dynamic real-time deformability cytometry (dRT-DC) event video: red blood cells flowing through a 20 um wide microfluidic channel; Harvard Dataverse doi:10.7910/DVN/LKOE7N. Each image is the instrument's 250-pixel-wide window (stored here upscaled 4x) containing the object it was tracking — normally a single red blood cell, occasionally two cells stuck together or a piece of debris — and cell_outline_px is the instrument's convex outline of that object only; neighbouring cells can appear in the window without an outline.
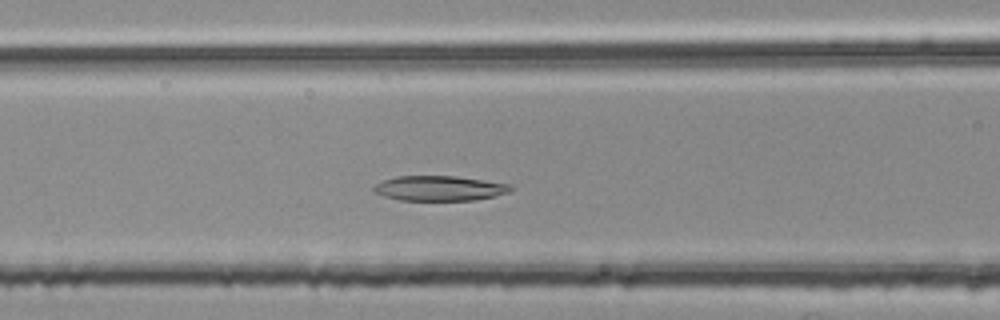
{"species": "common noctule bat (a hibernating species)", "species_latin": "Nyctalus noctula", "temperature_condition": "room temperature", "stored_images_in_passage": 37, "camera_frame_rate_fps": 3000, "um_per_image_px": 0.085, "animal": {"sex": "female", "body_mass_g": 25.1}, "frame": {"image": 1, "passage_image": 8, "time_ms": 2.333, "image_size_px": [1000, 320], "cell_outline_px": [[516, 188], [508, 192], [496, 196], [476, 200], [400, 200], [384, 196], [372, 192], [372, 188], [376, 184], [384, 180], [396, 176], [456, 176], [512, 184]], "centroid_in_image_um": [37.39, 16.0], "position_along_channel_um": 129.2, "area_um2": 20.11}}
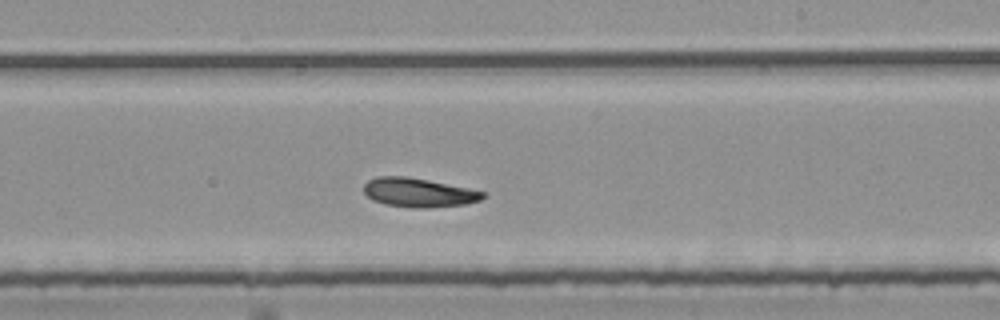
{"frame": {"image": 2, "passage_image": 18, "time_ms": 5.667, "image_size_px": [1000, 320], "cell_outline_px": [[488, 196], [480, 200], [468, 204], [424, 208], [412, 208], [384, 204], [372, 200], [364, 192], [364, 184], [368, 180], [376, 176], [404, 176], [428, 180], [468, 188], [484, 192]], "centroid_in_image_um": [35.58, 16.37], "position_along_channel_um": 253.4, "area_um2": 20.23}}
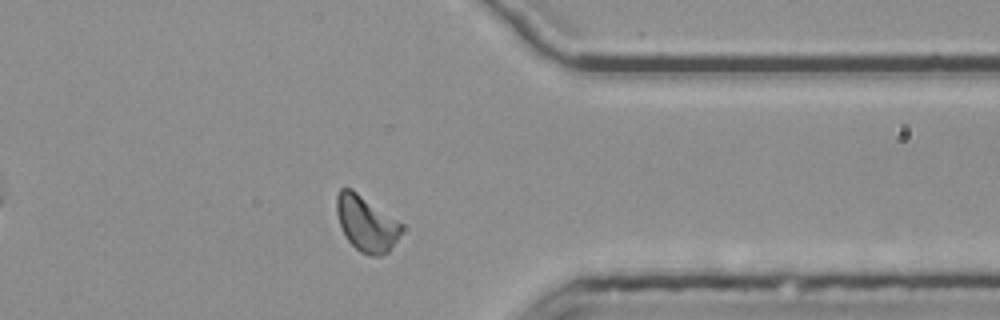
{"frame": {"image": 3, "passage_image": 29, "time_ms": 9.333, "image_size_px": [1000, 320], "cell_outline_px": [[404, 228], [388, 252], [380, 256], [368, 256], [360, 252], [348, 240], [340, 224], [336, 212], [336, 196], [340, 188], [352, 188], [404, 224]], "centroid_in_image_um": [31.15, 18.99], "position_along_channel_um": 380.3, "area_um2": 21.1}, "authors_computed_cell_mechanics": {"area_um2": 20.1722, "velocity_mm_per_s": 3.7438, "shape_relaxation_time_tau1_ms": 10.1934, "shape_relaxation_time_tau2_ms": 3.6919, "deformation_change_tau1": 0.164, "deformation_change_tau2": 0.0902}}